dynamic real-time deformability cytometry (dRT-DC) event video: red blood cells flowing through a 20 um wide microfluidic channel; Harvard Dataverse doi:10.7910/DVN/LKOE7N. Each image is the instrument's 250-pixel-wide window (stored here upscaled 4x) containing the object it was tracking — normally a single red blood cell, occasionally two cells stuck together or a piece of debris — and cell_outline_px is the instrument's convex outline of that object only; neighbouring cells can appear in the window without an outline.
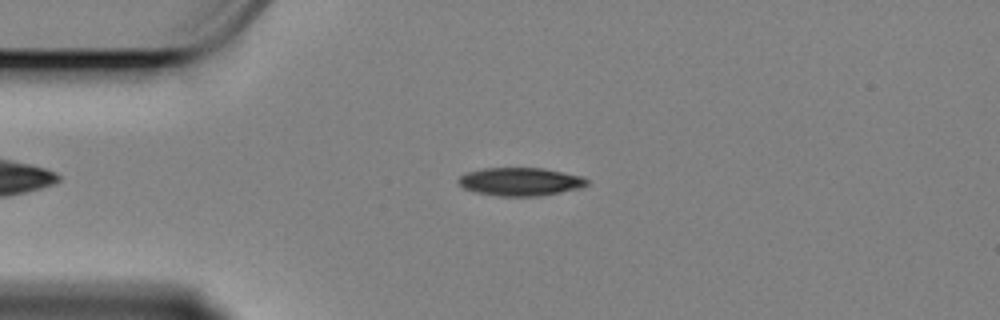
{"species": "Egyptian fruit bat (a non-hibernating species)", "species_latin": "Rousettus aegyptiacus", "temperature_condition": "cold", "stored_images_in_passage": 34, "camera_frame_rate_fps": 3000, "um_per_image_px": 0.085, "animal": {"sex": "female"}, "frame": {"image": 1, "passage_image": 10, "time_ms": 3.0, "image_size_px": [1000, 320], "cell_outline_px": [[588, 184], [580, 188], [540, 196], [500, 196], [476, 192], [464, 188], [456, 180], [460, 176], [468, 172], [484, 168], [544, 168], [580, 176], [588, 180]], "centroid_in_image_um": [44.22, 15.44], "position_along_channel_um": 40.8, "area_um2": 20.92}}
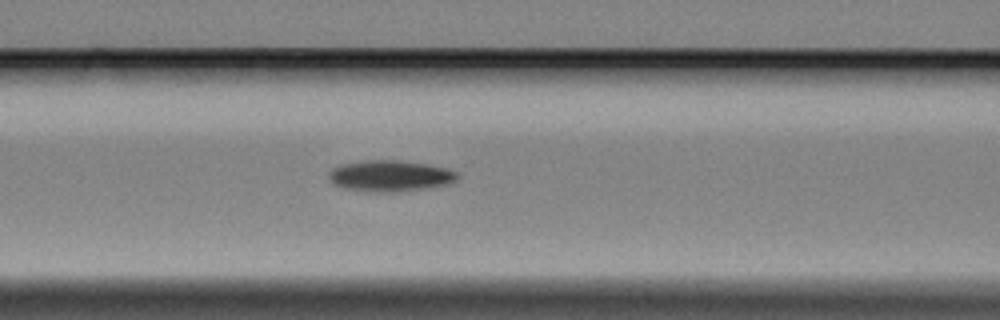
{"frame": {"image": 2, "passage_image": 20, "time_ms": 6.333, "image_size_px": [1000, 320], "cell_outline_px": [[460, 176], [456, 180], [448, 184], [428, 188], [400, 192], [364, 192], [344, 188], [332, 184], [328, 180], [328, 172], [332, 168], [344, 164], [368, 160], [396, 160], [428, 164], [448, 168], [456, 172]], "centroid_in_image_um": [33.15, 14.97], "position_along_channel_um": 133.5, "area_um2": 23.7}}
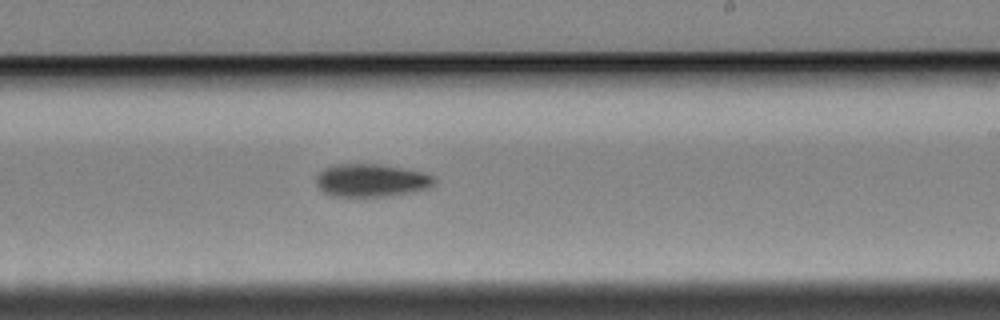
{"frame": {"image": 3, "passage_image": 31, "time_ms": 10.0, "image_size_px": [1000, 320], "cell_outline_px": [[436, 184], [428, 188], [412, 192], [388, 196], [332, 196], [324, 192], [316, 184], [316, 176], [324, 168], [340, 164], [380, 164], [424, 172], [436, 176]], "centroid_in_image_um": [31.61, 15.33], "position_along_channel_um": 257.4, "area_um2": 22.72}}